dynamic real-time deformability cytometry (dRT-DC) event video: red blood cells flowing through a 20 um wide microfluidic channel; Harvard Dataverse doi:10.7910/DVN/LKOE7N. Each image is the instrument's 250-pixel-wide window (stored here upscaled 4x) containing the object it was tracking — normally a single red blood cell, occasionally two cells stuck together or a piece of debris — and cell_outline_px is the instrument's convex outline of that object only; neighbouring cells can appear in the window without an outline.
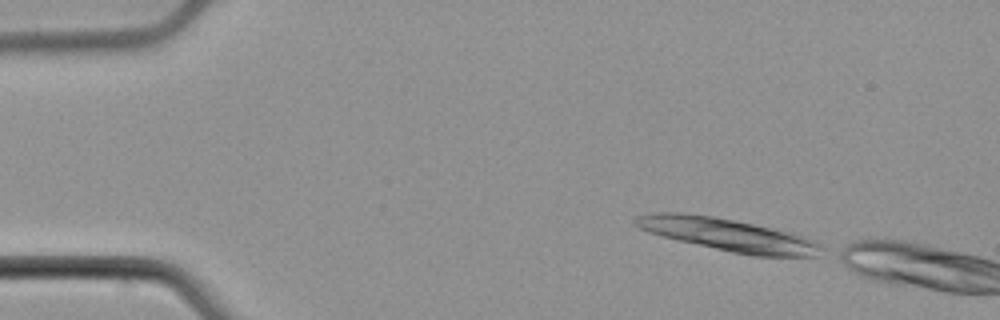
{"species": "common noctule bat (a hibernating species)", "species_latin": "Nyctalus noctula", "temperature_condition": "cold", "stored_images_in_passage": 4, "camera_frame_rate_fps": 3000, "um_per_image_px": 0.085, "animal": {"sex": "male", "body_mass_g": 21.5, "forearm_length_mm": 52.0}, "frame": {"image": 1, "passage_image": 1, "time_ms": 0.0, "image_size_px": [1000, 320], "cell_outline_px": [[820, 256], [752, 256], [732, 252], [680, 240], [648, 232], [632, 224], [632, 220], [636, 216], [652, 212], [680, 212], [712, 216], [752, 224], [788, 232], [804, 236], [812, 240], [816, 244]], "centroid_in_image_um": [61.76, 19.94], "position_along_channel_um": 23.2, "area_um2": 34.51}}